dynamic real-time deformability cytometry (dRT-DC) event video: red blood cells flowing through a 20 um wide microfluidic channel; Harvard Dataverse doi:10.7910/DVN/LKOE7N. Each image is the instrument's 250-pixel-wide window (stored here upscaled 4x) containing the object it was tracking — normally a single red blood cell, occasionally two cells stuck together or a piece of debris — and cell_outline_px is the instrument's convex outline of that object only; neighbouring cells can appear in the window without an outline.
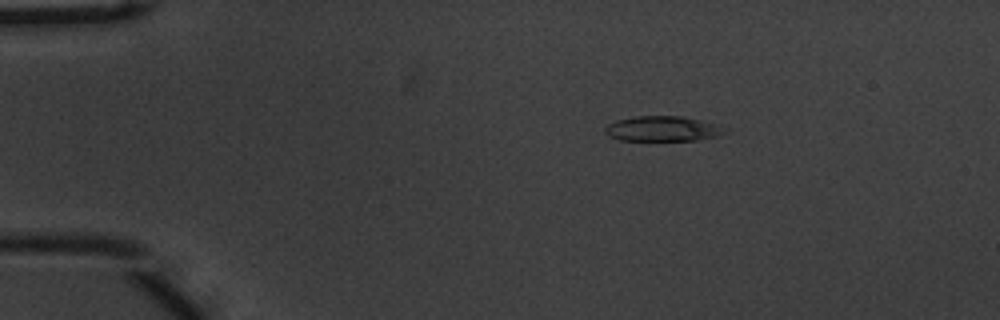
{"species": "common noctule bat (a hibernating species)", "species_latin": "Nyctalus noctula", "temperature_condition": "warm", "stored_images_in_passage": 55, "camera_frame_rate_fps": 3000, "um_per_image_px": 0.085, "animal": {"sex": "male", "body_mass_g": 20.1, "forearm_length_mm": 53.5}, "frame": {"image": 1, "passage_image": 10, "time_ms": 3.0, "image_size_px": [1000, 320], "cell_outline_px": [[724, 132], [716, 136], [696, 140], [620, 140], [608, 136], [604, 132], [604, 128], [608, 124], [616, 120], [636, 116], [684, 116], [716, 124]], "centroid_in_image_um": [56.22, 10.94], "position_along_channel_um": 28.8, "area_um2": 17.28}}
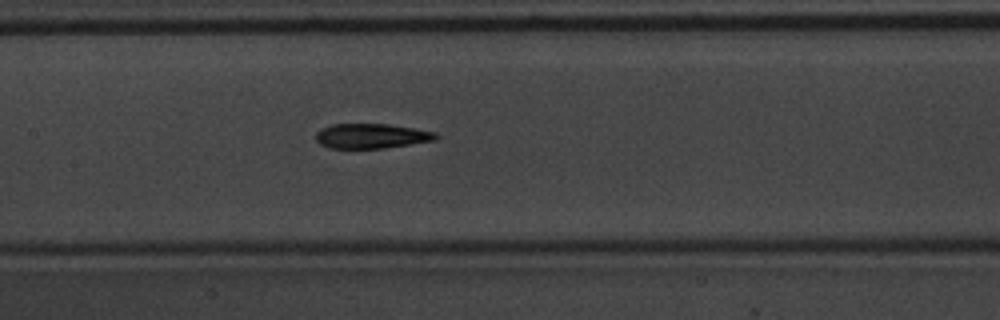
{"frame": {"image": 2, "passage_image": 27, "time_ms": 8.667, "image_size_px": [1000, 320], "cell_outline_px": [[440, 136], [436, 140], [384, 148], [328, 148], [320, 144], [316, 140], [316, 132], [320, 128], [332, 124], [388, 124], [436, 132]], "centroid_in_image_um": [31.56, 11.56], "position_along_channel_um": 175.8, "area_um2": 17.4}}
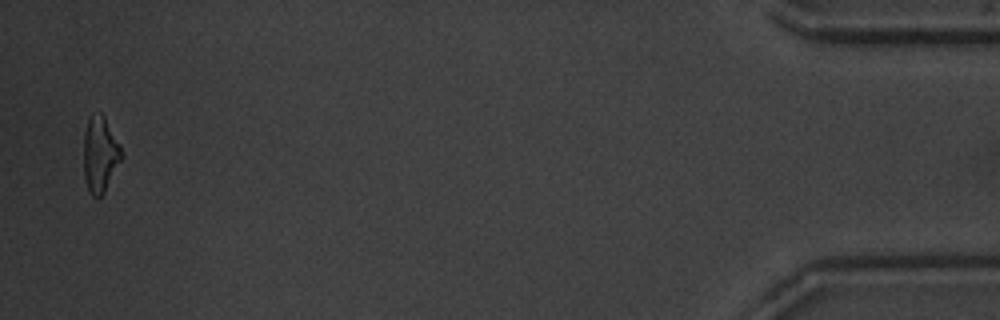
{"frame": {"image": 3, "passage_image": 54, "time_ms": 17.667, "image_size_px": [1000, 320], "cell_outline_px": [[124, 156], [104, 192], [100, 196], [92, 196], [88, 192], [84, 180], [84, 132], [88, 120], [92, 112], [100, 112], [104, 116], [120, 144]], "centroid_in_image_um": [8.51, 13.11], "position_along_channel_um": 426.7, "area_um2": 16.94}, "authors_computed_cell_mechanics": {"area_um2": 17.5134, "velocity_mm_per_s": 3.7203, "shape_relaxation_time_tau1_ms": 3.3472, "shape_relaxation_time_tau2_ms": 3.2611, "deformation_change_tau1": 0.1865, "deformation_change_tau2": 0.1412}}